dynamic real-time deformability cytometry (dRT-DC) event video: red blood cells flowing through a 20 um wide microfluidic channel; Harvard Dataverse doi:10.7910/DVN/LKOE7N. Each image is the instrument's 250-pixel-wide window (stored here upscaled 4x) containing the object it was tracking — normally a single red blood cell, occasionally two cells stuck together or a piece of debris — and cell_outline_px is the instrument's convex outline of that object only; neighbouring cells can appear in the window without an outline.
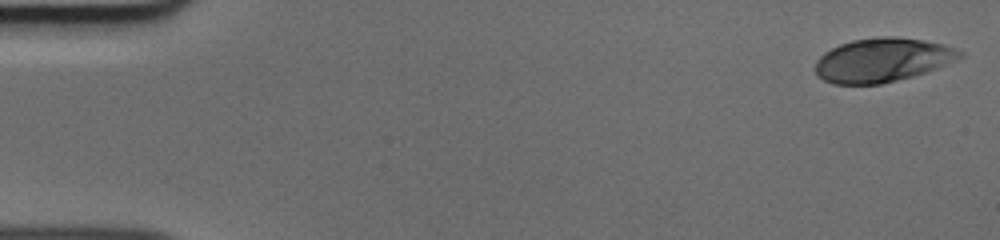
{"species": "human", "species_latin": "Homo sapiens", "temperature_condition": "cold", "stored_images_in_passage": 50, "camera_frame_rate_fps": 3000, "um_per_image_px": 0.085, "donor": {"sex": "male"}, "frame": {"image": 1, "passage_image": 1, "time_ms": 0.0, "image_size_px": [1000, 240], "cell_outline_px": [[964, 56], [956, 60], [936, 68], [912, 76], [880, 84], [832, 84], [816, 76], [816, 60], [824, 52], [840, 44], [852, 40], [884, 36], [892, 36], [924, 40], [944, 44], [956, 48], [964, 52]], "centroid_in_image_um": [75.0, 5.09], "position_along_channel_um": 10.0, "area_um2": 36.93}}
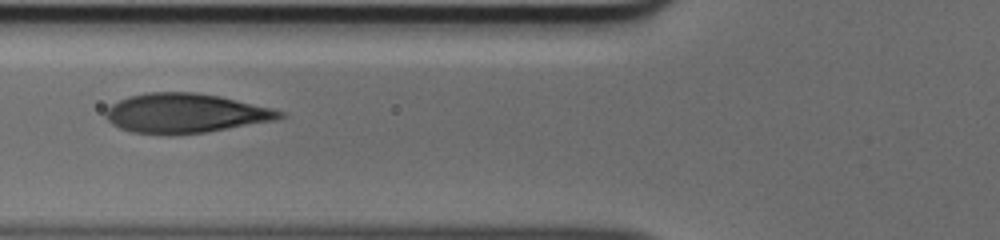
{"frame": {"image": 2, "passage_image": 19, "time_ms": 6.0, "image_size_px": [1000, 240], "cell_outline_px": [[288, 116], [276, 120], [204, 132], [172, 136], [168, 136], [132, 132], [120, 128], [112, 124], [104, 116], [104, 112], [112, 104], [128, 96], [148, 92], [196, 92], [220, 96], [272, 108], [284, 112]], "centroid_in_image_um": [15.74, 9.63], "position_along_channel_um": 110.1, "area_um2": 40.29}}
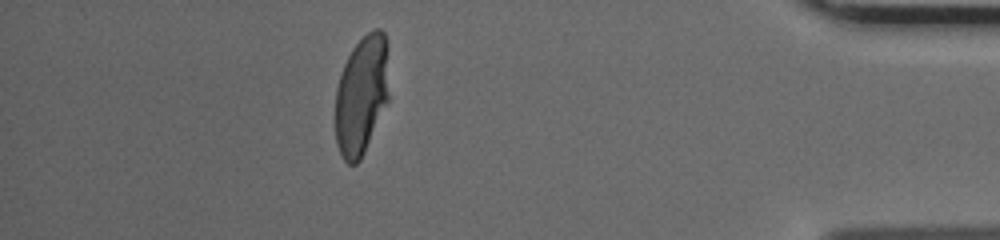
{"frame": {"image": 3, "passage_image": 44, "time_ms": 14.333, "image_size_px": [1000, 240], "cell_outline_px": [[388, 104], [360, 160], [356, 164], [348, 164], [344, 160], [336, 144], [336, 88], [340, 72], [352, 48], [368, 32], [376, 28], [380, 28], [384, 32], [388, 40]], "centroid_in_image_um": [30.75, 8.06], "position_along_channel_um": 404.4, "area_um2": 37.74}}